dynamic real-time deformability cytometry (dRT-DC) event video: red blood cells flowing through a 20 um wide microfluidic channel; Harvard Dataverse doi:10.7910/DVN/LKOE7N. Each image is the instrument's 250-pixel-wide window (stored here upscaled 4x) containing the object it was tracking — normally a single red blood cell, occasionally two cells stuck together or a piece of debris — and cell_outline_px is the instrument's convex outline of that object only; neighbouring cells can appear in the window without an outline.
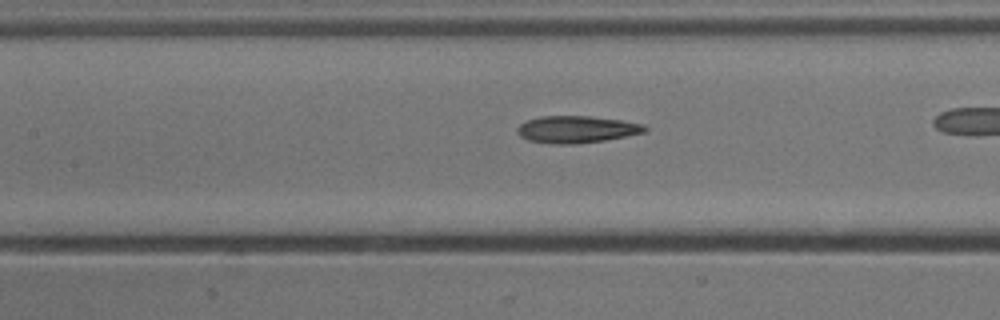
{"species": "common noctule bat (a hibernating species)", "species_latin": "Nyctalus noctula", "temperature_condition": "cold", "stored_images_in_passage": 41, "camera_frame_rate_fps": 3000, "um_per_image_px": 0.085, "animal": {"sex": "male", "body_mass_g": 13.3}, "frame": {"image": 1, "passage_image": 24, "time_ms": 7.667, "image_size_px": [1000, 320], "cell_outline_px": [[648, 128], [644, 132], [604, 140], [576, 144], [552, 144], [528, 140], [520, 136], [516, 132], [516, 128], [520, 124], [528, 120], [540, 116], [588, 116], [620, 120], [644, 124]], "centroid_in_image_um": [48.97, 11.0], "position_along_channel_um": 158.4, "area_um2": 20.0}}
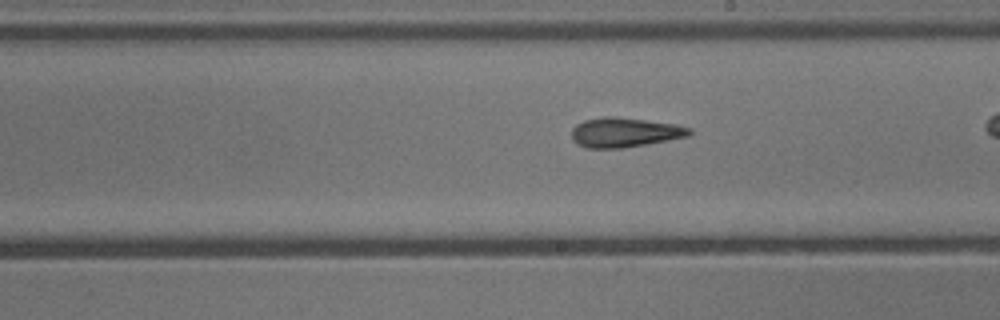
{"frame": {"image": 2, "passage_image": 30, "time_ms": 9.667, "image_size_px": [1000, 320], "cell_outline_px": [[692, 132], [688, 136], [624, 148], [588, 148], [576, 144], [572, 140], [572, 128], [576, 124], [584, 120], [604, 116], [612, 116], [676, 124], [692, 128]], "centroid_in_image_um": [53.07, 11.25], "position_along_channel_um": 235.9, "area_um2": 20.29}}